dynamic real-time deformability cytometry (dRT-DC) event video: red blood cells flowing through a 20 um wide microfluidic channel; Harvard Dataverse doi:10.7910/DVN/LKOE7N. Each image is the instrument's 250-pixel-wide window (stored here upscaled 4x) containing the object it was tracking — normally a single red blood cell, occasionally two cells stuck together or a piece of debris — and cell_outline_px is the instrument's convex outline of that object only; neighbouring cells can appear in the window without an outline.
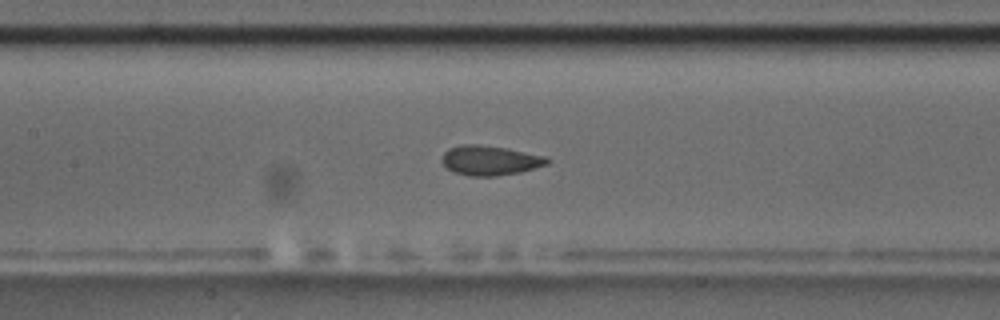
{"species": "common noctule bat (a hibernating species)", "species_latin": "Nyctalus noctula", "temperature_condition": "room temperature", "stored_images_in_passage": 15, "camera_frame_rate_fps": 3000, "um_per_image_px": 0.085, "animal": {"sex": "male", "body_mass_g": 17.5, "forearm_length_mm": 52.3}, "frame": {"image": 1, "passage_image": 13, "time_ms": 4.0, "image_size_px": [1000, 320], "cell_outline_px": [[552, 160], [548, 164], [520, 172], [496, 176], [468, 176], [456, 172], [448, 168], [440, 160], [444, 152], [448, 148], [460, 144], [480, 144], [508, 148], [548, 156]], "centroid_in_image_um": [41.68, 13.62], "position_along_channel_um": 165.7, "area_um2": 18.5}}